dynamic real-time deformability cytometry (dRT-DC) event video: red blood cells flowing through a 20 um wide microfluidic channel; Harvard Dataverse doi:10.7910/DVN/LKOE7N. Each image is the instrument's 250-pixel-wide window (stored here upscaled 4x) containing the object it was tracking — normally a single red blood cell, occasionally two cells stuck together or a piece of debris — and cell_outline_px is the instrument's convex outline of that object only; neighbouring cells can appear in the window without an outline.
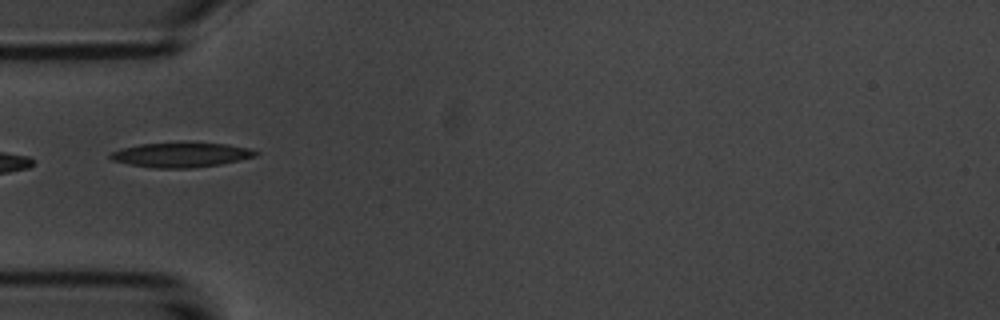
{"species": "common noctule bat (a hibernating species)", "species_latin": "Nyctalus noctula", "temperature_condition": "room temperature", "stored_images_in_passage": 15, "camera_frame_rate_fps": 3000, "um_per_image_px": 0.085, "animal": {"sex": "male", "body_mass_g": 20.1, "forearm_length_mm": 53.5}, "frame": {"image": 1, "passage_image": 5, "time_ms": 5.333, "image_size_px": [1000, 320], "cell_outline_px": [[260, 152], [256, 156], [240, 160], [220, 164], [192, 168], [156, 168], [128, 164], [112, 160], [108, 156], [112, 152], [120, 148], [140, 144], [188, 140], [228, 144], [248, 148]], "centroid_in_image_um": [15.4, 13.12], "position_along_channel_um": 69.6, "area_um2": 21.68}}
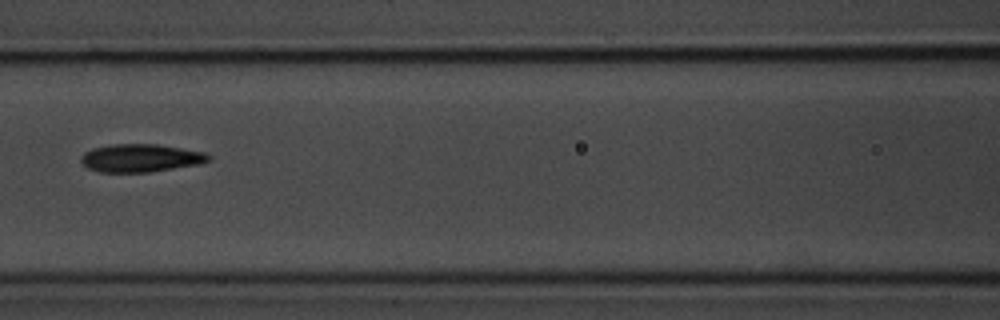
{"frame": {"image": 2, "passage_image": 7, "time_ms": 7.667, "image_size_px": [1000, 320], "cell_outline_px": [[212, 156], [208, 160], [200, 164], [148, 172], [100, 172], [88, 168], [80, 160], [80, 156], [84, 152], [92, 148], [112, 144], [156, 144], [204, 152]], "centroid_in_image_um": [11.92, 13.43], "position_along_channel_um": 154.7, "area_um2": 20.69}, "authors_computed_cell_mechanics": {"area_um2": 20.6924, "velocity_mm_per_s": 3.6107, "shape_relaxation_time_tau1_ms": 2.0563, "shape_relaxation_time_tau2_ms": 3.7343, "deformation_change_tau1": 0.1194, "deformation_change_tau2": 0.1312}}